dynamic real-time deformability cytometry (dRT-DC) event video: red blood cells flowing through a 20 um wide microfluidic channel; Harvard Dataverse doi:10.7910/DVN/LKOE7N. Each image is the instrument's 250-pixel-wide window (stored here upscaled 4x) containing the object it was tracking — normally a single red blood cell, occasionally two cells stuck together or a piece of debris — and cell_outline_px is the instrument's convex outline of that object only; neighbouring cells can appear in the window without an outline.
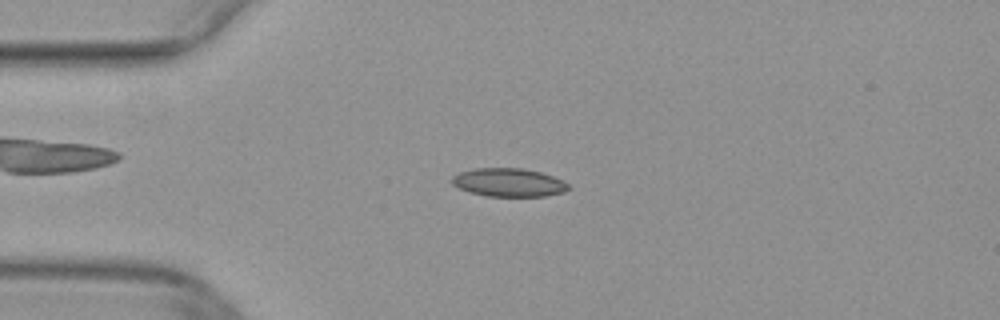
{"species": "common noctule bat (a hibernating species)", "species_latin": "Nyctalus noctula", "temperature_condition": "warm", "stored_images_in_passage": 29, "camera_frame_rate_fps": 3000, "um_per_image_px": 0.085, "animal": {"sex": "female", "body_mass_g": 29.2, "forearm_length_mm": 56.3}, "frame": {"image": 1, "passage_image": 13, "time_ms": 4.0, "image_size_px": [1000, 320], "cell_outline_px": [[572, 188], [564, 192], [544, 196], [488, 196], [468, 192], [452, 184], [452, 176], [460, 172], [472, 168], [524, 168], [540, 172], [564, 180]], "centroid_in_image_um": [43.26, 15.5], "position_along_channel_um": 41.7, "area_um2": 19.36}}
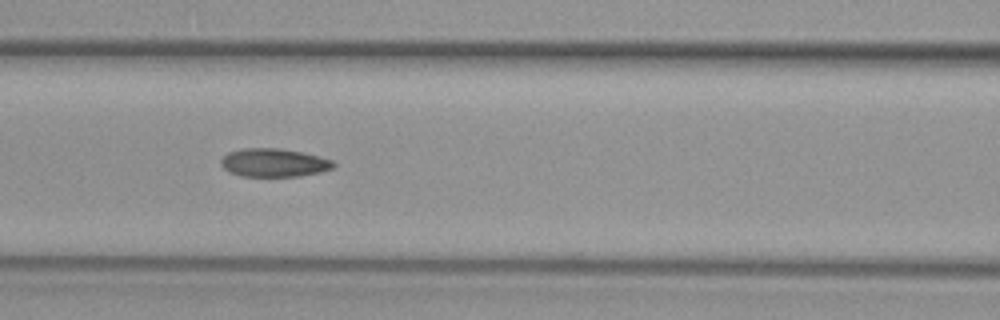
{"frame": {"image": 2, "passage_image": 22, "time_ms": 7.0, "image_size_px": [1000, 320], "cell_outline_px": [[336, 164], [332, 168], [320, 172], [300, 176], [240, 176], [228, 172], [220, 164], [220, 160], [228, 152], [240, 148], [280, 148], [320, 156], [332, 160]], "centroid_in_image_um": [23.25, 13.82], "position_along_channel_um": 143.3, "area_um2": 18.67}}
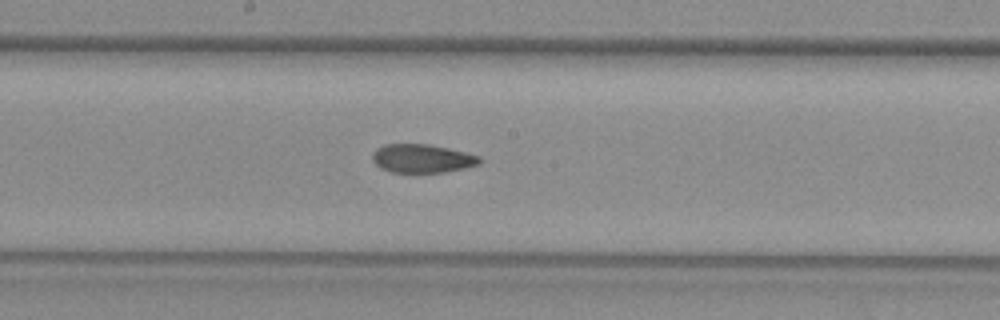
{"frame": {"image": 3, "passage_image": 27, "time_ms": 8.667, "image_size_px": [1000, 320], "cell_outline_px": [[480, 164], [464, 168], [444, 172], [392, 172], [380, 168], [372, 160], [372, 156], [376, 148], [384, 144], [428, 144], [448, 148], [480, 156]], "centroid_in_image_um": [35.86, 13.47], "position_along_channel_um": 212.3, "area_um2": 17.74}}